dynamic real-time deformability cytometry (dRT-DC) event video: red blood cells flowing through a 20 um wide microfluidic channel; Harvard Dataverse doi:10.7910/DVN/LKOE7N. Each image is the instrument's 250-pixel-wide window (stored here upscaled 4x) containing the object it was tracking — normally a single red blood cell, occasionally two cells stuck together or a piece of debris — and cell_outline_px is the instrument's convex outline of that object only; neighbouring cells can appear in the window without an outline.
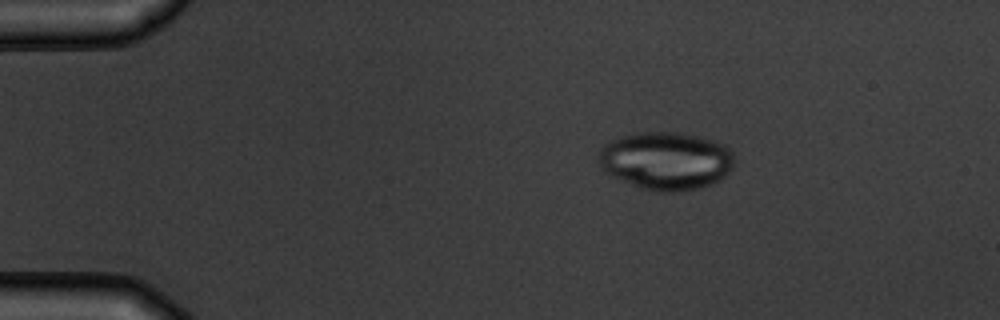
{"species": "common noctule bat (a hibernating species)", "species_latin": "Nyctalus noctula", "temperature_condition": "warm", "stored_images_in_passage": 3, "camera_frame_rate_fps": 3000, "um_per_image_px": 0.085, "animal": {"sex": "male", "body_mass_g": 19.5, "forearm_length_mm": 54.6}, "frame": {"image": 1, "passage_image": 1, "time_ms": 0.0, "image_size_px": [1000, 320], "cell_outline_px": [[732, 168], [720, 180], [712, 184], [700, 188], [672, 192], [660, 192], [644, 188], [632, 184], [612, 176], [604, 172], [600, 168], [596, 156], [596, 152], [600, 148], [612, 140], [636, 132], [676, 132], [696, 136], [712, 140], [724, 144], [732, 152]], "centroid_in_image_um": [56.57, 13.66], "position_along_channel_um": 28.4, "area_um2": 45.84}}